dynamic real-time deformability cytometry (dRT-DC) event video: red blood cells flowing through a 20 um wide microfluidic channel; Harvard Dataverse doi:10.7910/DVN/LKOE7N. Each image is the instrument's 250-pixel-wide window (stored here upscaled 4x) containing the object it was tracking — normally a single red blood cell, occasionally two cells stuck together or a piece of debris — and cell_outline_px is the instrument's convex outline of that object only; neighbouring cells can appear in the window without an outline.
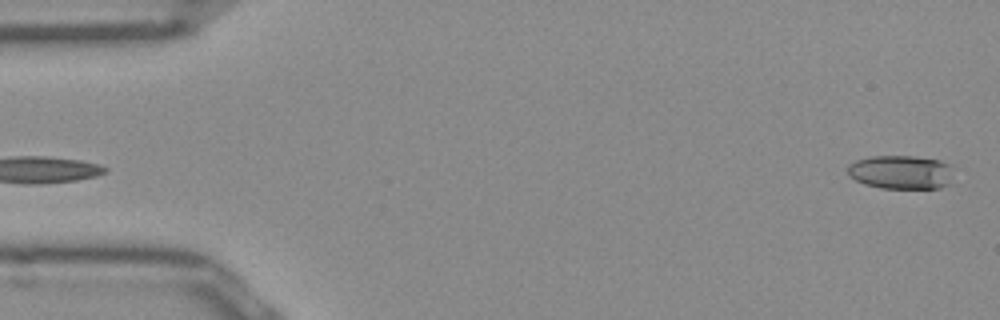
{"species": "Egyptian fruit bat (a non-hibernating species)", "species_latin": "Rousettus aegyptiacus", "temperature_condition": "room temperature", "stored_images_in_passage": 10, "camera_frame_rate_fps": 3000, "um_per_image_px": 0.085, "frame": {"image": 1, "passage_image": 1, "time_ms": 0.0, "image_size_px": [1000, 320], "cell_outline_px": [[952, 184], [940, 188], [880, 188], [864, 184], [848, 176], [848, 164], [856, 160], [868, 156], [912, 156], [940, 160], [952, 164]], "centroid_in_image_um": [76.61, 14.63], "position_along_channel_um": 8.4, "area_um2": 21.27}}